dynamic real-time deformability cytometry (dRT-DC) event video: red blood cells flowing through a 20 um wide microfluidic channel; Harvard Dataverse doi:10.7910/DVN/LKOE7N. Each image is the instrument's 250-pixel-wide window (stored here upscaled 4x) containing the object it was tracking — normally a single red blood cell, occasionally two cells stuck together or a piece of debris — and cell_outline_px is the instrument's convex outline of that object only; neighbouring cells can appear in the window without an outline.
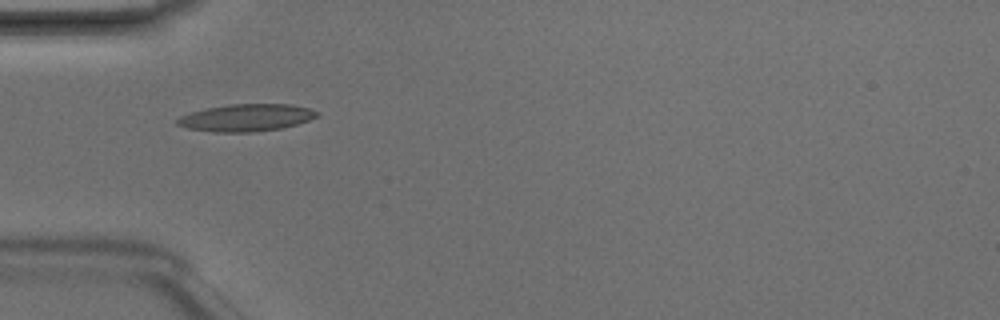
{"species": "Egyptian fruit bat (a non-hibernating species)", "species_latin": "Rousettus aegyptiacus", "temperature_condition": "room temperature", "stored_images_in_passage": 3, "camera_frame_rate_fps": 3000, "um_per_image_px": 0.085, "animal": {"sex": "male"}, "frame": {"image": 1, "passage_image": 3, "time_ms": 0.667, "image_size_px": [1000, 320], "cell_outline_px": [[320, 116], [296, 124], [280, 128], [252, 132], [212, 132], [188, 128], [176, 124], [176, 120], [180, 116], [192, 112], [208, 108], [228, 104], [292, 104], [308, 108], [320, 112]], "centroid_in_image_um": [20.95, 10.0], "position_along_channel_um": 64.0, "area_um2": 22.08}}